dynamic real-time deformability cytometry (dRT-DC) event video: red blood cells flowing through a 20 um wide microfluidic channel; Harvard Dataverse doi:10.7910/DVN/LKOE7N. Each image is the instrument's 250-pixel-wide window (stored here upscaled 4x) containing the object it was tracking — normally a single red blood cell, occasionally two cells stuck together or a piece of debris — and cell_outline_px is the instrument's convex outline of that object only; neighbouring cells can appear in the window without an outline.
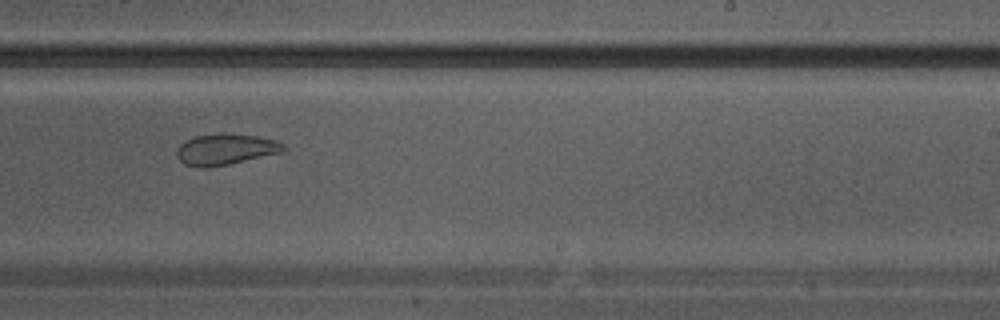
{"species": "Egyptian fruit bat (a non-hibernating species)", "species_latin": "Rousettus aegyptiacus", "temperature_condition": "warm", "stored_images_in_passage": 21, "camera_frame_rate_fps": 3000, "um_per_image_px": 0.085, "animal": {"sex": "male"}, "frame": {"image": 1, "passage_image": 10, "time_ms": 3.0, "image_size_px": [1000, 320], "cell_outline_px": [[284, 152], [228, 164], [204, 168], [196, 168], [184, 164], [176, 156], [176, 148], [184, 140], [196, 136], [224, 132], [256, 136], [276, 140], [284, 144]], "centroid_in_image_um": [19.13, 12.69], "position_along_channel_um": 269.9, "area_um2": 19.54}}
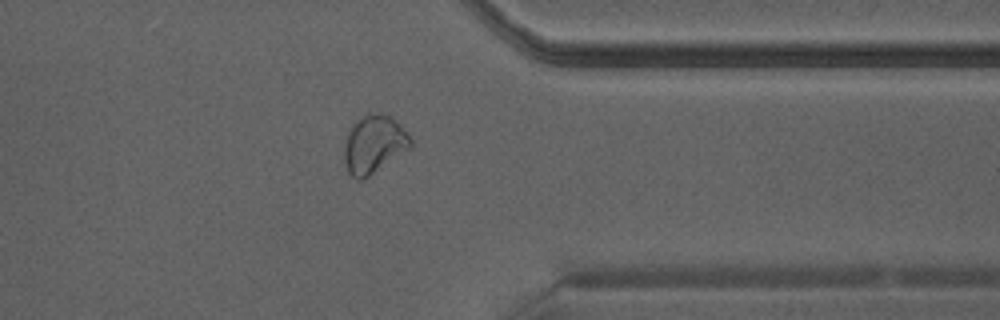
{"frame": {"image": 2, "passage_image": 15, "time_ms": 4.667, "image_size_px": [1000, 320], "cell_outline_px": [[412, 148], [364, 180], [360, 180], [352, 176], [348, 172], [344, 160], [344, 144], [348, 128], [368, 112], [380, 112], [392, 116], [400, 124], [412, 140]], "centroid_in_image_um": [31.8, 12.26], "position_along_channel_um": 379.6, "area_um2": 22.95}}